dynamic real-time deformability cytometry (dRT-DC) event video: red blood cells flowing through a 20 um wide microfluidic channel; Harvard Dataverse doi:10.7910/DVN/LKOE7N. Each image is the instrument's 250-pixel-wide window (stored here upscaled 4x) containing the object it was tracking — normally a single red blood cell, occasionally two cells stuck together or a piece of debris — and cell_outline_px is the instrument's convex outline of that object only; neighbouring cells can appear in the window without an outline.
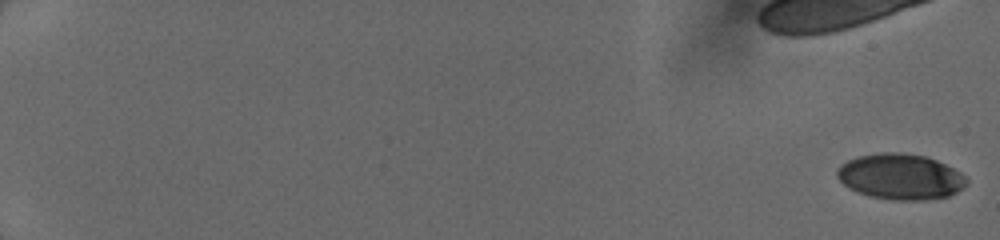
{"species": "human", "species_latin": "Homo sapiens", "temperature_condition": "cold", "stored_images_in_passage": 22, "camera_frame_rate_fps": 3000, "um_per_image_px": 0.085, "donor": {"sex": "female"}, "frame": {"image": 1, "passage_image": 1, "time_ms": 0.0, "image_size_px": [1000, 240], "cell_outline_px": [[968, 184], [964, 188], [948, 196], [924, 200], [892, 200], [872, 196], [848, 188], [836, 176], [836, 172], [840, 164], [848, 160], [860, 156], [884, 152], [896, 152], [924, 156], [936, 160], [960, 172], [968, 180]], "centroid_in_image_um": [76.55, 15.02], "position_along_channel_um": 8.5, "area_um2": 34.22}}